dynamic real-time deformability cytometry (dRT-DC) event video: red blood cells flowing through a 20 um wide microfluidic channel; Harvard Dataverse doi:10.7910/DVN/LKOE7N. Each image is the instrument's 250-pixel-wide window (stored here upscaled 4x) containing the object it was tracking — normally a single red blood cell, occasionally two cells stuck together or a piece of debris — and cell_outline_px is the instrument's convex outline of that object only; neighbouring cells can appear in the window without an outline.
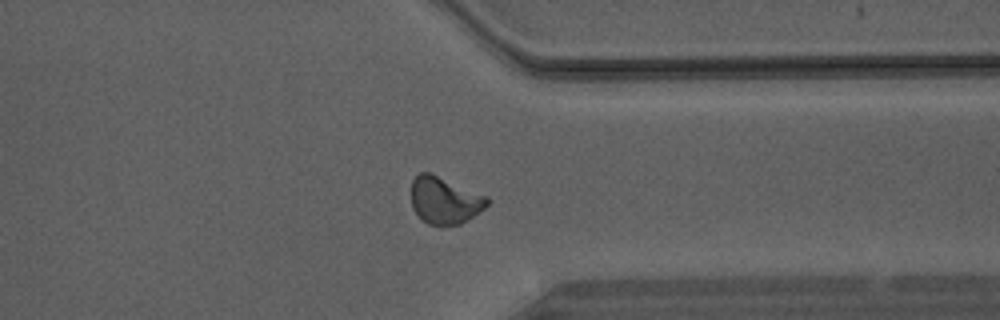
{"species": "Egyptian fruit bat (a non-hibernating species)", "species_latin": "Rousettus aegyptiacus", "temperature_condition": "warm", "stored_images_in_passage": 31, "camera_frame_rate_fps": 3000, "um_per_image_px": 0.085, "animal": {"sex": "male"}, "frame": {"image": 1, "passage_image": 21, "time_ms": 6.667, "image_size_px": [1000, 320], "cell_outline_px": [[488, 204], [484, 208], [460, 224], [428, 224], [412, 208], [412, 180], [420, 172], [428, 172], [488, 196]], "centroid_in_image_um": [37.79, 17.01], "position_along_channel_um": 373.6, "area_um2": 20.29}}
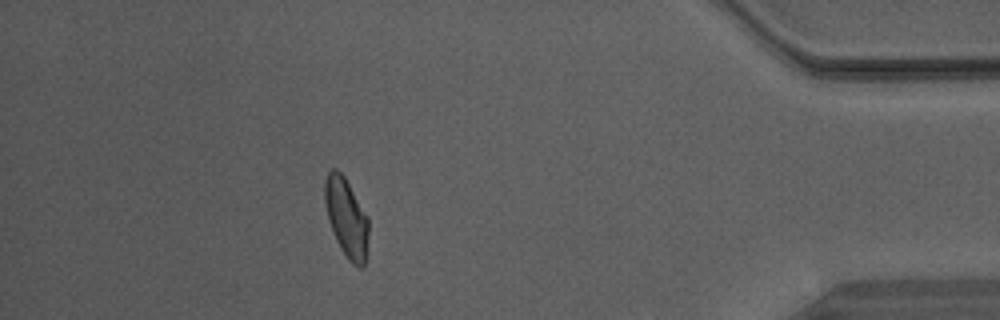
{"frame": {"image": 2, "passage_image": 26, "time_ms": 8.333, "image_size_px": [1000, 320], "cell_outline_px": [[368, 252], [364, 268], [360, 268], [352, 264], [348, 260], [340, 248], [336, 240], [328, 220], [324, 200], [324, 180], [328, 172], [332, 168], [336, 168], [344, 176], [368, 216]], "centroid_in_image_um": [29.45, 18.53], "position_along_channel_um": 405.7, "area_um2": 20.52}}